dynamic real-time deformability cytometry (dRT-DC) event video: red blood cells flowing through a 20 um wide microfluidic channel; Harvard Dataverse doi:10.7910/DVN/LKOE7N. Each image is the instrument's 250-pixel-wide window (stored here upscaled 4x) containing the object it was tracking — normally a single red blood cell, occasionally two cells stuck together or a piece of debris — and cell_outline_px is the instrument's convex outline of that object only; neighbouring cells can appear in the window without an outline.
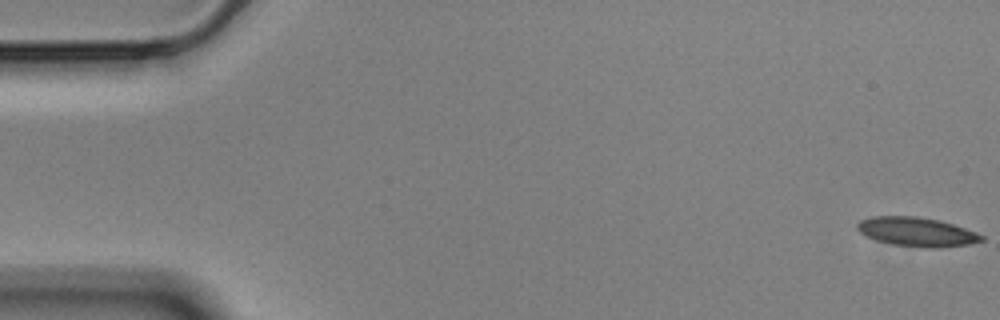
{"species": "Egyptian fruit bat (a non-hibernating species)", "species_latin": "Rousettus aegyptiacus", "temperature_condition": "cold", "stored_images_in_passage": 54, "camera_frame_rate_fps": 3000, "um_per_image_px": 0.085, "animal": {"sex": "male"}, "frame": {"image": 1, "passage_image": 1, "time_ms": 0.0, "image_size_px": [1000, 320], "cell_outline_px": [[984, 240], [968, 244], [940, 248], [924, 248], [892, 244], [876, 240], [860, 232], [856, 228], [856, 224], [860, 220], [872, 216], [916, 216], [940, 220], [976, 232], [984, 236]], "centroid_in_image_um": [77.92, 19.71], "position_along_channel_um": 7.1, "area_um2": 21.1}}
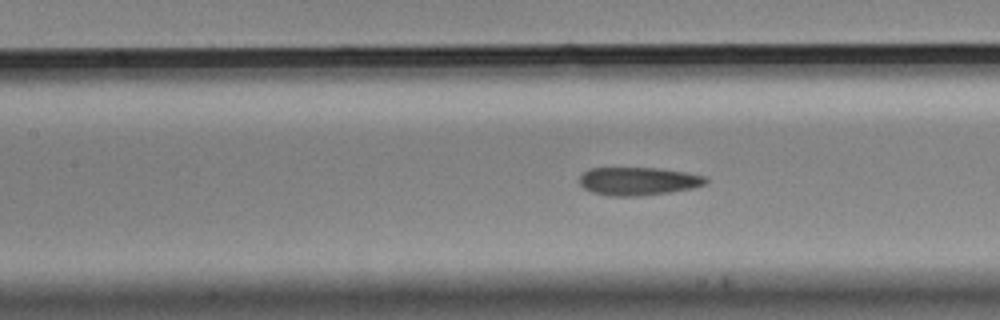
{"frame": {"image": 2, "passage_image": 25, "time_ms": 8.0, "image_size_px": [1000, 320], "cell_outline_px": [[708, 184], [692, 188], [668, 192], [636, 196], [612, 196], [592, 192], [584, 188], [580, 184], [580, 176], [584, 172], [592, 168], [656, 168], [684, 172], [708, 176]], "centroid_in_image_um": [54.28, 15.4], "position_along_channel_um": 153.1, "area_um2": 20.58}}
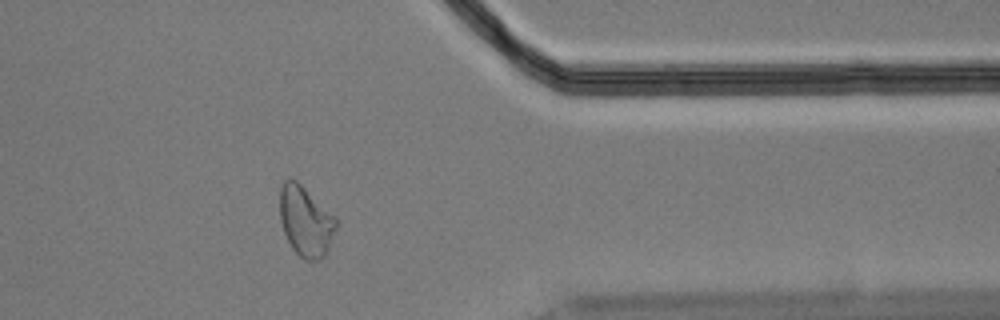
{"frame": {"image": 3, "passage_image": 46, "time_ms": 15.0, "image_size_px": [1000, 320], "cell_outline_px": [[336, 228], [328, 248], [324, 256], [316, 260], [308, 260], [300, 256], [292, 248], [284, 232], [280, 220], [280, 188], [284, 180], [296, 180], [336, 216]], "centroid_in_image_um": [25.98, 18.79], "position_along_channel_um": 385.4, "area_um2": 22.72}}